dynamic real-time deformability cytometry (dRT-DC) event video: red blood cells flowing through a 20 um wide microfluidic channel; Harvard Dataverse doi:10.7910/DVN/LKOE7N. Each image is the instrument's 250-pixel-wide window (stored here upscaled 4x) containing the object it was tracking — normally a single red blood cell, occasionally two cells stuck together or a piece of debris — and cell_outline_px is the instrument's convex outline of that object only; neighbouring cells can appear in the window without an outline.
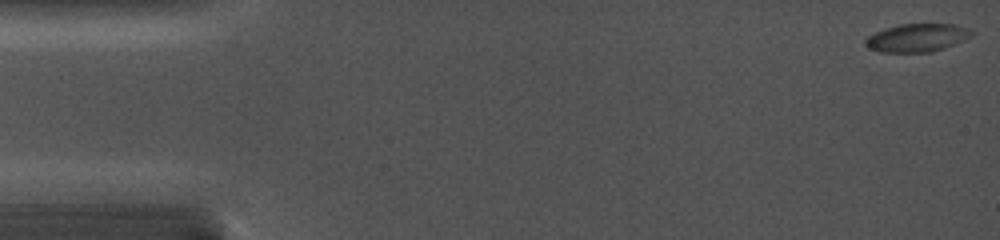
{"species": "common noctule bat (a hibernating species)", "species_latin": "Nyctalus noctula", "temperature_condition": "cold", "stored_images_in_passage": 49, "camera_frame_rate_fps": 5000, "um_per_image_px": 0.085, "animal": {"sex": "female", "body_mass_g": 19.0, "forearm_length_mm": 56.7}, "frame": {"image": 1, "passage_image": 1, "time_ms": 0.0, "image_size_px": [1000, 240], "cell_outline_px": [[976, 32], [972, 36], [964, 40], [944, 48], [932, 52], [880, 52], [868, 48], [864, 44], [864, 40], [868, 36], [884, 28], [900, 24], [952, 24], [968, 28]], "centroid_in_image_um": [77.95, 3.21], "position_along_channel_um": 7.0, "area_um2": 17.51}}
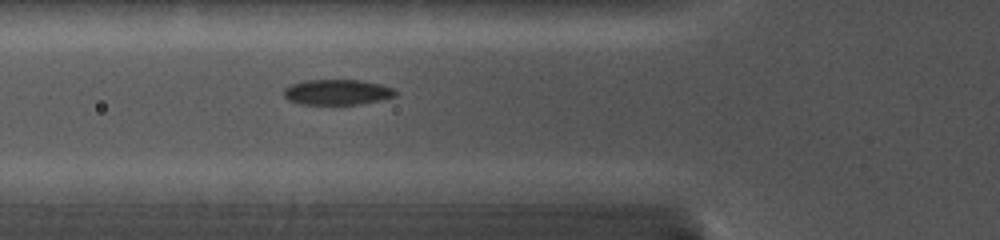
{"frame": {"image": 2, "passage_image": 19, "time_ms": 5.8, "image_size_px": [1000, 240], "cell_outline_px": [[400, 92], [396, 96], [380, 100], [360, 104], [300, 104], [288, 100], [284, 96], [284, 88], [292, 84], [304, 80], [360, 80], [380, 84], [392, 88]], "centroid_in_image_um": [28.68, 7.83], "position_along_channel_um": 97.1, "area_um2": 16.59}}
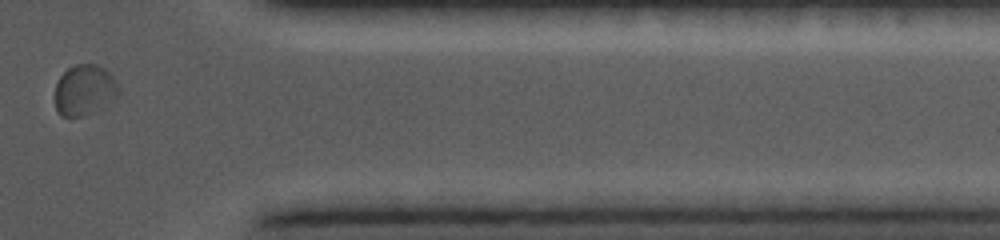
{"frame": {"image": 3, "passage_image": 42, "time_ms": 13.8, "image_size_px": [1000, 240], "cell_outline_px": [[120, 92], [116, 96], [96, 112], [84, 116], [64, 116], [56, 108], [56, 84], [60, 76], [68, 68], [76, 64], [96, 64], [104, 68], [112, 76], [120, 88]], "centroid_in_image_um": [7.2, 7.65], "position_along_channel_um": 404.2, "area_um2": 18.61}}